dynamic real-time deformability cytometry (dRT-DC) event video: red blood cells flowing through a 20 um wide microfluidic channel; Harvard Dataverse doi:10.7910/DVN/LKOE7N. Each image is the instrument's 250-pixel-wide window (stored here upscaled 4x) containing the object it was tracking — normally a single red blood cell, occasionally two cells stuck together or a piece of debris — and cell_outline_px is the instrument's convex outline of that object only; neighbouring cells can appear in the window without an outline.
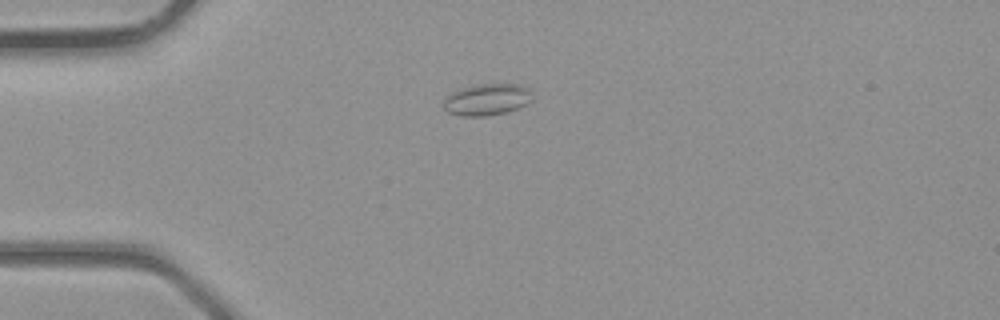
{"species": "common noctule bat (a hibernating species)", "species_latin": "Nyctalus noctula", "temperature_condition": "room temperature", "stored_images_in_passage": 33, "camera_frame_rate_fps": 3000, "um_per_image_px": 0.085, "animal": {"sex": "male", "body_mass_g": 23.1, "forearm_length_mm": 52.7}, "frame": {"image": 1, "passage_image": 4, "time_ms": 1.0, "image_size_px": [1000, 320], "cell_outline_px": [[532, 100], [516, 108], [504, 112], [484, 116], [460, 116], [448, 112], [444, 108], [444, 96], [460, 88], [476, 84], [524, 84], [532, 88]], "centroid_in_image_um": [41.39, 8.43], "position_along_channel_um": 43.6, "area_um2": 16.53}}
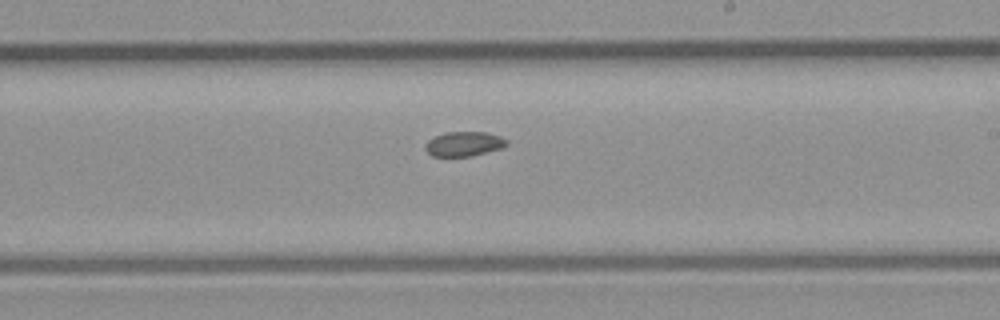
{"frame": {"image": 2, "passage_image": 17, "time_ms": 5.333, "image_size_px": [1000, 320], "cell_outline_px": [[508, 144], [500, 148], [472, 156], [432, 156], [424, 148], [424, 144], [428, 140], [444, 132], [488, 132], [500, 136], [508, 140]], "centroid_in_image_um": [39.43, 12.22], "position_along_channel_um": 249.6, "area_um2": 11.68}}
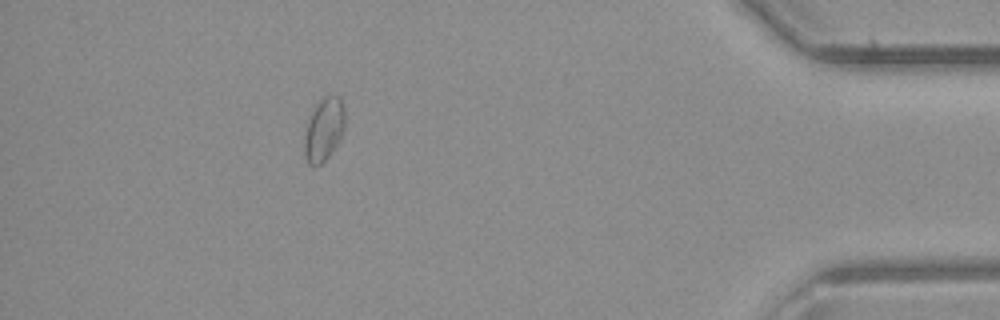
{"frame": {"image": 3, "passage_image": 29, "time_ms": 9.333, "image_size_px": [1000, 320], "cell_outline_px": [[344, 128], [332, 152], [320, 164], [308, 164], [304, 156], [304, 136], [308, 120], [316, 104], [328, 92], [340, 96], [344, 108]], "centroid_in_image_um": [27.52, 10.94], "position_along_channel_um": 407.7, "area_um2": 14.91}}